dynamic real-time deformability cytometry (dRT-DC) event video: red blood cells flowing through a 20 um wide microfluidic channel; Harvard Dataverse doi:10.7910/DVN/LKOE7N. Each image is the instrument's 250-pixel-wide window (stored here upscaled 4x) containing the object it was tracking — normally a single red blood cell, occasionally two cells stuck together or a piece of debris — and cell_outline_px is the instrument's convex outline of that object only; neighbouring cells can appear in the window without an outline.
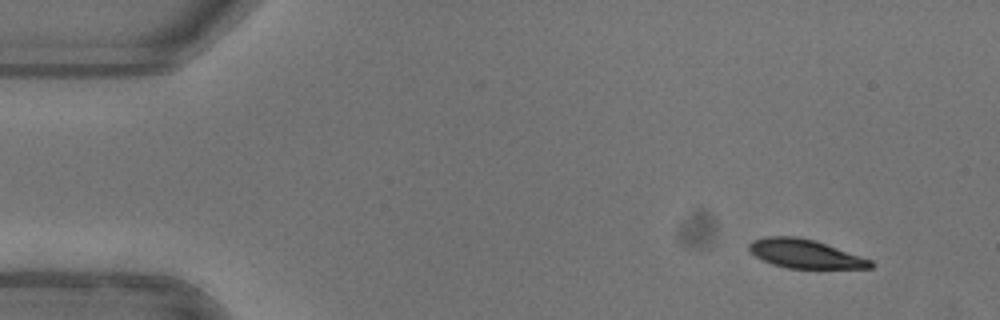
{"species": "common noctule bat (a hibernating species)", "species_latin": "Nyctalus noctula", "temperature_condition": "warm", "stored_images_in_passage": 48, "camera_frame_rate_fps": 3000, "um_per_image_px": 0.085, "animal": {"sex": "female"}, "frame": {"image": 1, "passage_image": 1, "time_ms": 0.0, "image_size_px": [1000, 320], "cell_outline_px": [[876, 264], [872, 268], [788, 268], [772, 264], [756, 256], [748, 248], [748, 244], [752, 240], [764, 236], [796, 236], [812, 240], [872, 260]], "centroid_in_image_um": [68.41, 21.57], "position_along_channel_um": 16.6, "area_um2": 20.06}}
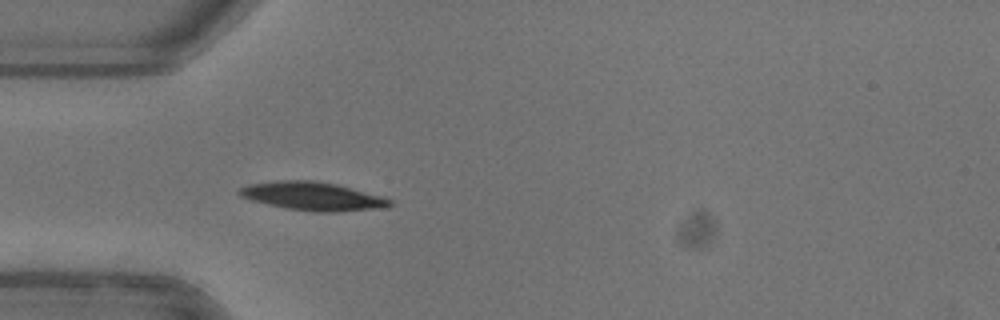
{"frame": {"image": 2, "passage_image": 12, "time_ms": 3.667, "image_size_px": [1000, 320], "cell_outline_px": [[392, 204], [376, 208], [340, 212], [316, 212], [284, 208], [252, 200], [240, 196], [236, 192], [240, 188], [248, 184], [276, 180], [312, 180], [336, 184], [380, 196], [392, 200]], "centroid_in_image_um": [26.5, 16.67], "position_along_channel_um": 58.5, "area_um2": 24.68}}
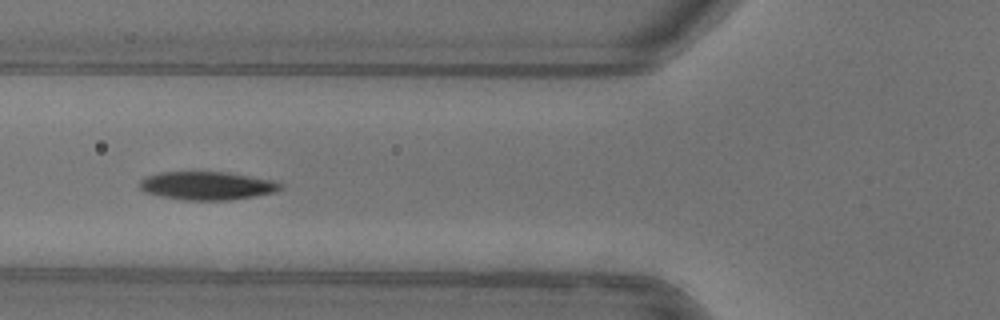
{"frame": {"image": 3, "passage_image": 16, "time_ms": 5.0, "image_size_px": [1000, 320], "cell_outline_px": [[280, 188], [276, 192], [228, 200], [184, 200], [160, 196], [144, 192], [140, 188], [140, 180], [144, 176], [160, 172], [228, 172], [272, 180], [280, 184]], "centroid_in_image_um": [17.53, 15.78], "position_along_channel_um": 108.3, "area_um2": 23.06}, "authors_computed_cell_mechanics": {"area_um2": 23.0044, "velocity_mm_per_s": 3.9555, "shape_relaxation_time_tau1_ms": 3.0501, "shape_relaxation_time_tau2_ms": 4.5064, "deformation_change_tau1": 0.1512, "deformation_change_tau2": 0.0661}}